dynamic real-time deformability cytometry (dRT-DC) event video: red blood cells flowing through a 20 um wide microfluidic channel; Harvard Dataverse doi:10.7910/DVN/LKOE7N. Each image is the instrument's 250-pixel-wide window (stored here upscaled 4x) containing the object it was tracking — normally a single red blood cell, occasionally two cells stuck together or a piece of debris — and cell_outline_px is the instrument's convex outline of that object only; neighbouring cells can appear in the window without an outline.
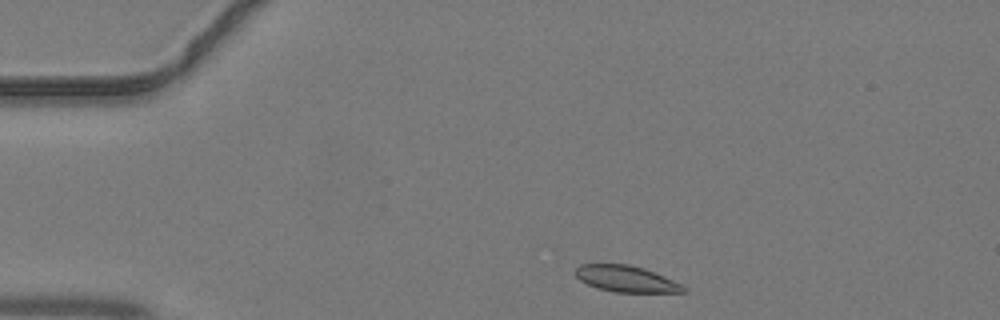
{"species": "common noctule bat (a hibernating species)", "species_latin": "Nyctalus noctula", "temperature_condition": "warm", "stored_images_in_passage": 37, "camera_frame_rate_fps": 3000, "um_per_image_px": 0.085, "animal": {"sex": "male", "body_mass_g": 19.2, "forearm_length_mm": 51.8}, "frame": {"image": 1, "passage_image": 1, "time_ms": 0.0, "image_size_px": [1000, 320], "cell_outline_px": [[688, 288], [684, 292], [616, 292], [596, 288], [580, 280], [576, 276], [576, 268], [580, 264], [628, 264], [644, 268], [672, 280]], "centroid_in_image_um": [53.2, 23.7], "position_along_channel_um": 31.8, "area_um2": 16.36}}
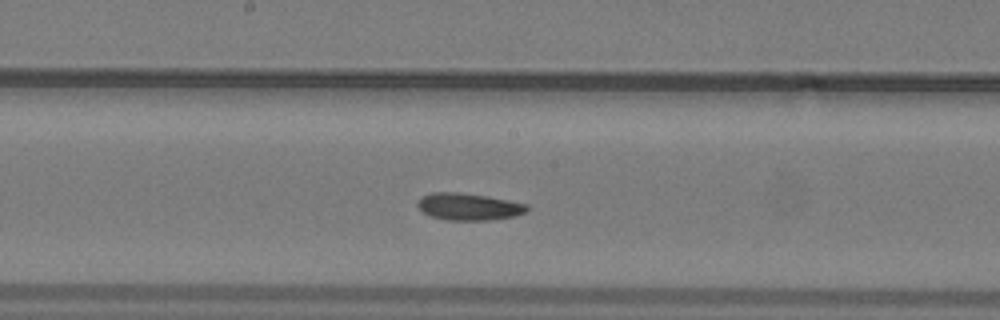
{"frame": {"image": 2, "passage_image": 16, "time_ms": 5.0, "image_size_px": [1000, 320], "cell_outline_px": [[528, 212], [516, 216], [488, 220], [448, 220], [432, 216], [424, 212], [416, 204], [424, 196], [432, 192], [456, 192], [488, 196], [528, 204]], "centroid_in_image_um": [39.9, 17.57], "position_along_channel_um": 208.3, "area_um2": 17.11}}
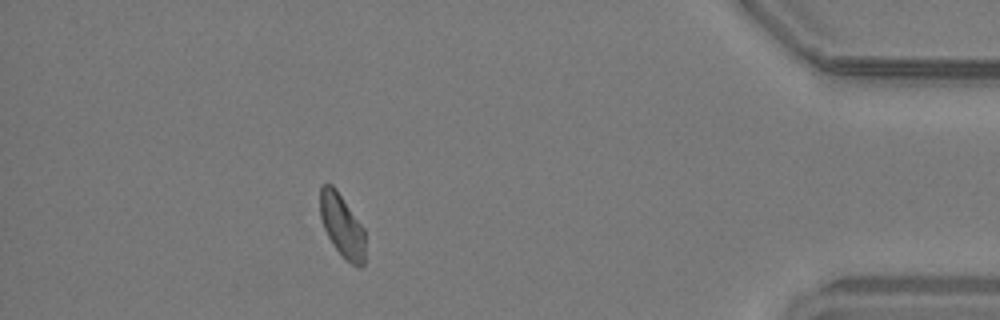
{"frame": {"image": 3, "passage_image": 32, "time_ms": 10.333, "image_size_px": [1000, 320], "cell_outline_px": [[364, 264], [360, 268], [352, 264], [332, 244], [324, 228], [320, 216], [320, 188], [324, 184], [332, 184], [336, 188], [364, 228]], "centroid_in_image_um": [29.07, 19.15], "position_along_channel_um": 406.1, "area_um2": 16.36}}